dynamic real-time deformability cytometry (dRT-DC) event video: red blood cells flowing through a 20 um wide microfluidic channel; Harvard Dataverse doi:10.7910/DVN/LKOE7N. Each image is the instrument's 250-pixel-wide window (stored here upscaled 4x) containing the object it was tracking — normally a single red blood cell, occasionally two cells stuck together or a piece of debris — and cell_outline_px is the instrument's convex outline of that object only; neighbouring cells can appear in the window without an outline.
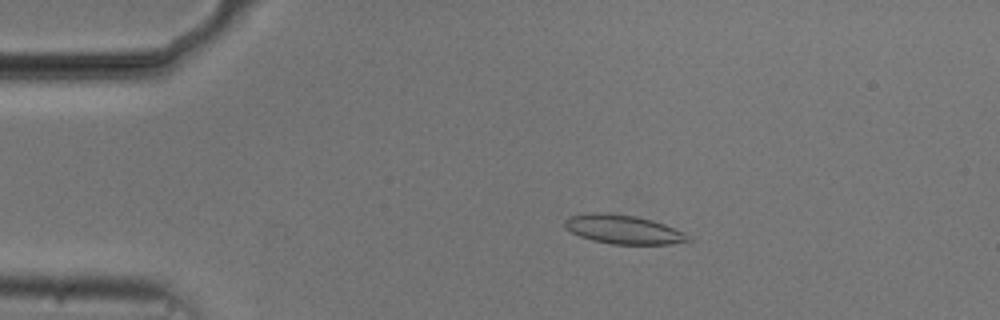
{"species": "common noctule bat (a hibernating species)", "species_latin": "Nyctalus noctula", "temperature_condition": "cold", "stored_images_in_passage": 40, "camera_frame_rate_fps": 3000, "um_per_image_px": 0.085, "animal": {"sex": "male", "body_mass_g": 20.5, "forearm_length_mm": 52.5}, "frame": {"image": 1, "passage_image": 5, "time_ms": 1.333, "image_size_px": [1000, 320], "cell_outline_px": [[692, 240], [668, 244], [612, 244], [592, 240], [580, 236], [564, 228], [564, 220], [572, 216], [592, 212], [604, 212], [636, 216], [652, 220], [664, 224], [684, 232]], "centroid_in_image_um": [52.96, 19.49], "position_along_channel_um": 32.0, "area_um2": 20.69}}
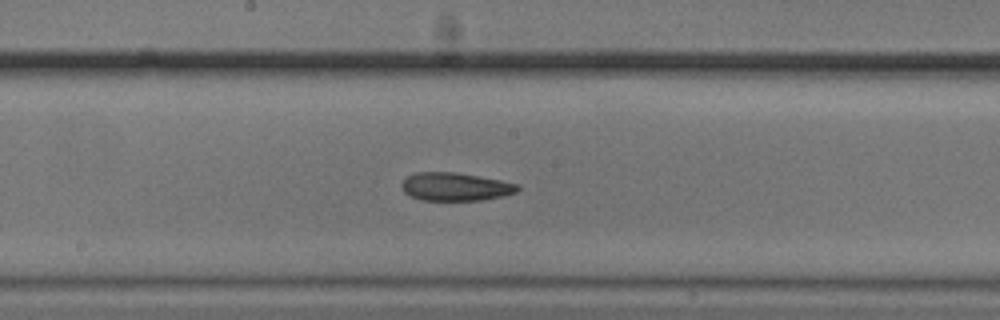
{"frame": {"image": 2, "passage_image": 23, "time_ms": 7.333, "image_size_px": [1000, 320], "cell_outline_px": [[520, 188], [516, 192], [484, 200], [420, 200], [404, 192], [400, 188], [400, 184], [408, 176], [416, 172], [456, 172], [500, 180], [516, 184]], "centroid_in_image_um": [38.66, 15.87], "position_along_channel_um": 209.5, "area_um2": 18.9}}
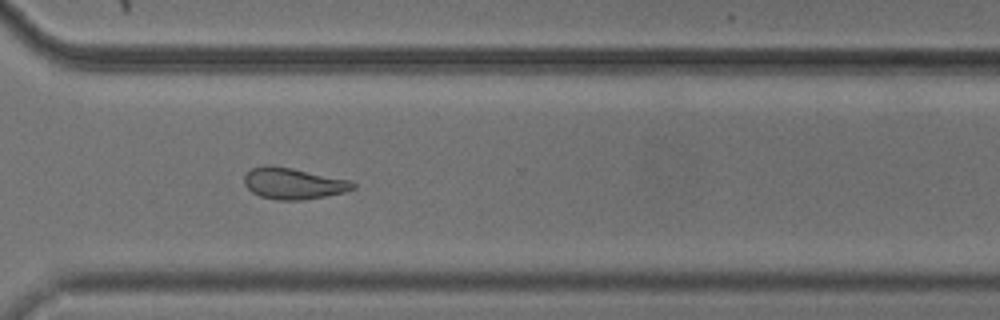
{"frame": {"image": 3, "passage_image": 34, "time_ms": 11.0, "image_size_px": [1000, 320], "cell_outline_px": [[356, 188], [344, 192], [324, 196], [300, 200], [276, 200], [260, 196], [252, 192], [244, 184], [244, 176], [252, 168], [264, 164], [272, 164], [352, 180], [356, 184]], "centroid_in_image_um": [24.93, 15.58], "position_along_channel_um": 345.7, "area_um2": 20.0}, "authors_computed_cell_mechanics": {"area_um2": 19.1896, "velocity_mm_per_s": 3.723, "shape_relaxation_time_tau1_ms": null, "shape_relaxation_time_tau2_ms": 4.6682, "deformation_change_tau1": null, "deformation_change_tau2": 0.1084}}